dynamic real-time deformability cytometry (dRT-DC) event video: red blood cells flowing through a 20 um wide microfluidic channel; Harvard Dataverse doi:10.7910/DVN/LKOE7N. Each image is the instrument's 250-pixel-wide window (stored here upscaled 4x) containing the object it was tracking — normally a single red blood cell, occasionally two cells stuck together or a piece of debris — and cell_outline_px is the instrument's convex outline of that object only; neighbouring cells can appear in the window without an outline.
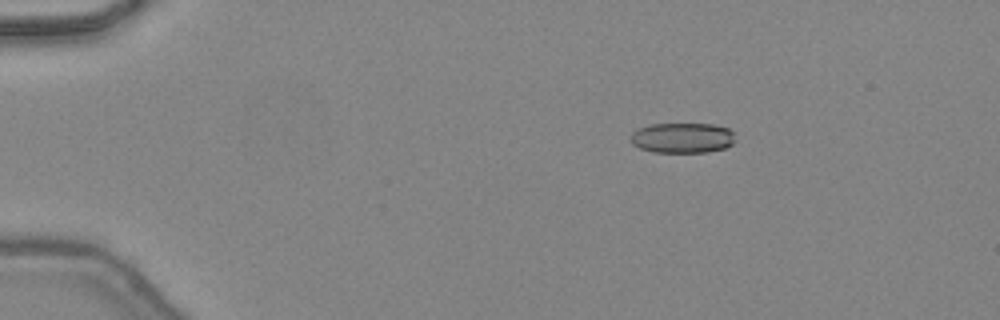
{"species": "common noctule bat (a hibernating species)", "species_latin": "Nyctalus noctula", "temperature_condition": "warm", "stored_images_in_passage": 48, "camera_frame_rate_fps": 3000, "um_per_image_px": 0.085, "animal": {"sex": "female", "body_mass_g": 24.6, "forearm_length_mm": 56.2}, "frame": {"image": 1, "passage_image": 9, "time_ms": 2.667, "image_size_px": [1000, 320], "cell_outline_px": [[736, 140], [732, 144], [724, 148], [704, 152], [652, 152], [640, 148], [632, 144], [632, 132], [636, 128], [652, 124], [712, 124], [728, 128], [736, 132]], "centroid_in_image_um": [58.04, 11.71], "position_along_channel_um": 27.0, "area_um2": 18.61}}
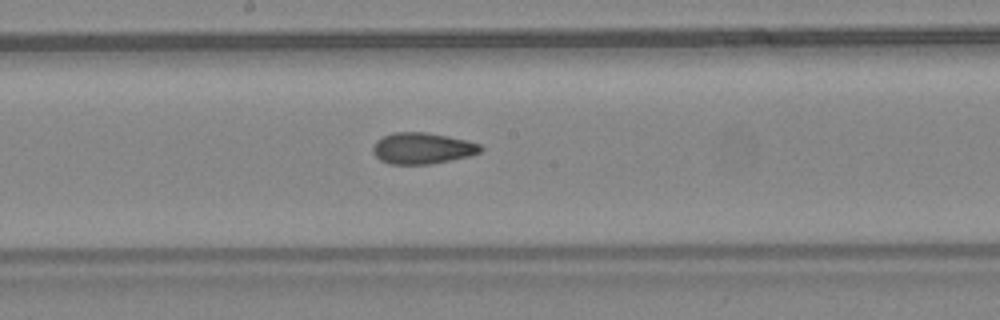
{"frame": {"image": 2, "passage_image": 27, "time_ms": 8.667, "image_size_px": [1000, 320], "cell_outline_px": [[484, 148], [480, 152], [468, 156], [452, 160], [432, 164], [388, 164], [380, 160], [372, 152], [372, 148], [376, 140], [392, 132], [428, 132], [468, 140], [480, 144]], "centroid_in_image_um": [35.9, 12.6], "position_along_channel_um": 212.3, "area_um2": 19.83}}
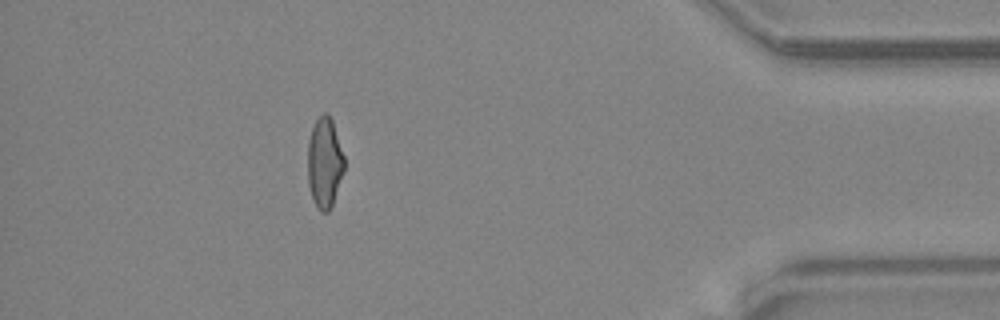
{"frame": {"image": 3, "passage_image": 43, "time_ms": 14.0, "image_size_px": [1000, 320], "cell_outline_px": [[344, 168], [332, 204], [328, 212], [320, 212], [312, 200], [308, 184], [308, 140], [312, 128], [316, 120], [324, 112], [328, 112], [332, 120], [344, 156]], "centroid_in_image_um": [27.57, 13.82], "position_along_channel_um": 407.6, "area_um2": 19.13}, "authors_computed_cell_mechanics": {"area_um2": 19.5653, "velocity_mm_per_s": 4.4891, "shape_relaxation_time_tau1_ms": null, "shape_relaxation_time_tau2_ms": 2.3846, "deformation_change_tau1": null, "deformation_change_tau2": 0.103}}